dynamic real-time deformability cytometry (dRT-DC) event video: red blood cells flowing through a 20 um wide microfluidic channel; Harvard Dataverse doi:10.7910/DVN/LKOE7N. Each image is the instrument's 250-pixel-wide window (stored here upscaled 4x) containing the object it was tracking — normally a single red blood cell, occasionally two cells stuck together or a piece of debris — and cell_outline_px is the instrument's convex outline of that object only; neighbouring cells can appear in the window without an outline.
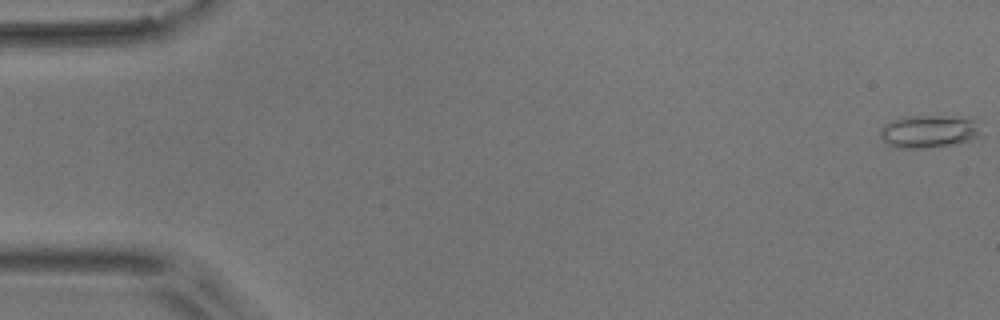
{"species": "common noctule bat (a hibernating species)", "species_latin": "Nyctalus noctula", "temperature_condition": "room temperature", "stored_images_in_passage": 55, "camera_frame_rate_fps": 3000, "um_per_image_px": 0.085, "animal": {"sex": "male", "body_mass_g": 17.9}, "frame": {"image": 1, "passage_image": 1, "time_ms": 0.0, "image_size_px": [1000, 320], "cell_outline_px": [[980, 136], [972, 140], [956, 144], [924, 148], [896, 148], [888, 144], [880, 136], [880, 128], [884, 124], [892, 120], [904, 116], [956, 116], [972, 120]], "centroid_in_image_um": [78.88, 11.18], "position_along_channel_um": 6.1, "area_um2": 19.07}}
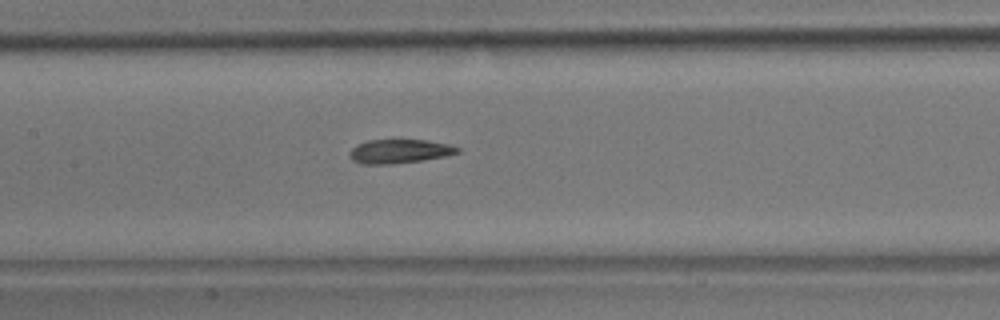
{"frame": {"image": 2, "passage_image": 26, "time_ms": 8.333, "image_size_px": [1000, 320], "cell_outline_px": [[460, 152], [444, 156], [420, 160], [392, 164], [360, 164], [352, 160], [348, 156], [348, 152], [356, 144], [368, 140], [428, 140], [448, 144], [460, 148]], "centroid_in_image_um": [33.89, 12.86], "position_along_channel_um": 173.5, "area_um2": 15.09}}
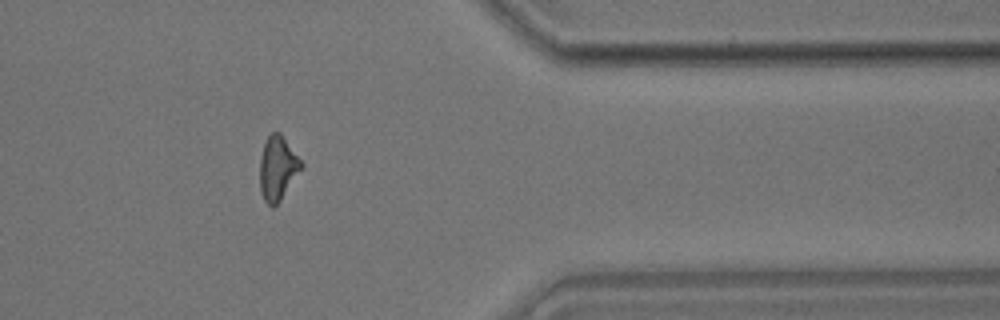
{"frame": {"image": 3, "passage_image": 45, "time_ms": 14.667, "image_size_px": [1000, 320], "cell_outline_px": [[304, 168], [280, 200], [272, 208], [264, 200], [260, 192], [260, 156], [264, 144], [268, 136], [272, 132], [280, 132], [304, 164]], "centroid_in_image_um": [23.62, 14.3], "position_along_channel_um": 387.8, "area_um2": 15.61}, "authors_computed_cell_mechanics": {"area_um2": 15.606, "velocity_mm_per_s": 3.6724, "shape_relaxation_time_tau1_ms": 8.9167, "shape_relaxation_time_tau2_ms": 3.9017, "deformation_change_tau1": 0.2293, "deformation_change_tau2": 0.1397}}